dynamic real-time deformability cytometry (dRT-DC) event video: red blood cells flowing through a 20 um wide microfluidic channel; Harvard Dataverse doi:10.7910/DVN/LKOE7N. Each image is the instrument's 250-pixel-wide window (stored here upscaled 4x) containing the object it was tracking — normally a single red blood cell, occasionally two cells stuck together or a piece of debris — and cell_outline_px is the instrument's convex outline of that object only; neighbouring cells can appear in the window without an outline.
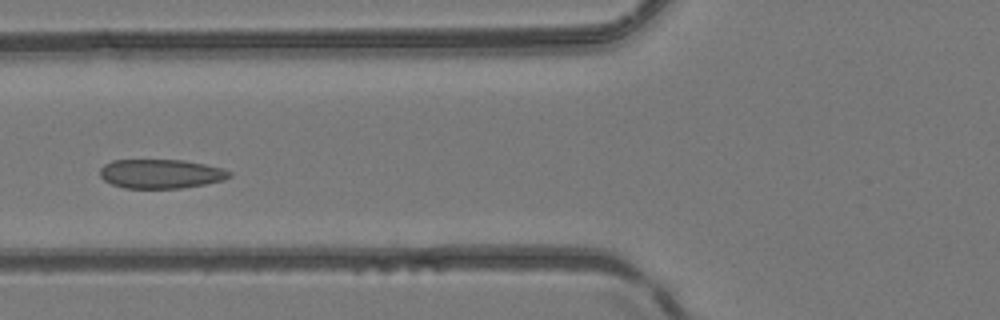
{"species": "common noctule bat (a hibernating species)", "species_latin": "Nyctalus noctula", "temperature_condition": "room temperature", "stored_images_in_passage": 5, "camera_frame_rate_fps": 3000, "um_per_image_px": 0.085, "animal": {"sex": "female", "body_mass_g": 24.6, "forearm_length_mm": 56.2}, "frame": {"image": 1, "passage_image": 5, "time_ms": 4.667, "image_size_px": [1000, 320], "cell_outline_px": [[232, 176], [224, 180], [204, 184], [180, 188], [124, 188], [112, 184], [104, 180], [100, 176], [100, 168], [104, 164], [112, 160], [184, 160], [224, 168], [232, 172]], "centroid_in_image_um": [13.68, 14.77], "position_along_channel_um": 112.1, "area_um2": 22.08}}